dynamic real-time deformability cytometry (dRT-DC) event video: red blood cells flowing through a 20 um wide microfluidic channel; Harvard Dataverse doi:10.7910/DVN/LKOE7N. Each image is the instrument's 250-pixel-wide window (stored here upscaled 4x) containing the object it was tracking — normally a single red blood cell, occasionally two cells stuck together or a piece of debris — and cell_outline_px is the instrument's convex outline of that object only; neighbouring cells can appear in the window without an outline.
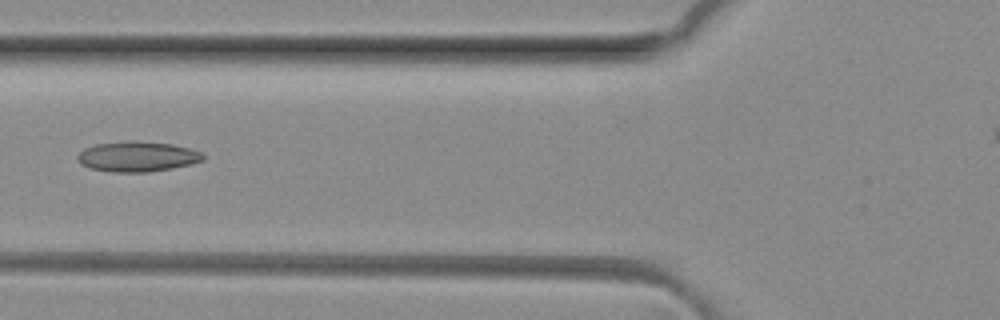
{"species": "common noctule bat (a hibernating species)", "species_latin": "Nyctalus noctula", "temperature_condition": "room temperature", "stored_images_in_passage": 3, "segment_of_instrument_passage": [1, 2], "camera_frame_rate_fps": 3000, "um_per_image_px": 0.085, "animal": {"sex": "female", "body_mass_g": 29.2, "forearm_length_mm": 56.3}, "frame": {"image": 1, "passage_image": 2, "time_ms": 0.333, "image_size_px": [1000, 320], "cell_outline_px": [[204, 160], [192, 164], [172, 168], [148, 172], [112, 172], [88, 168], [80, 164], [76, 160], [76, 156], [84, 148], [96, 144], [132, 140], [172, 144], [188, 148], [200, 152], [204, 156]], "centroid_in_image_um": [11.63, 13.31], "position_along_channel_um": 114.2, "area_um2": 22.25}}